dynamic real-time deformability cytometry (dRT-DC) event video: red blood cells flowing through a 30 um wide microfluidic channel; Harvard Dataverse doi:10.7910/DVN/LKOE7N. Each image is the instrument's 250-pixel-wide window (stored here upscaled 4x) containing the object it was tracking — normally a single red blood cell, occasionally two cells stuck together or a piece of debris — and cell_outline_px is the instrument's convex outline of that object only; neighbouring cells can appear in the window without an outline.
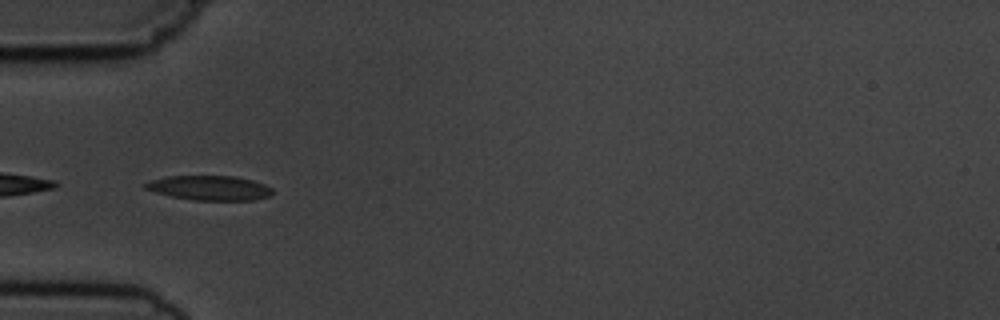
{"species": "common noctule bat (a hibernating species)", "species_latin": "Nyctalus noctula", "temperature_condition": "cold", "stored_images_in_passage": 8, "camera_frame_rate_fps": 3000, "um_per_image_px": 0.085, "animal": {"sex": "male", "body_mass_g": 19.5, "forearm_length_mm": 54.6}, "frame": {"image": 1, "passage_image": 4, "time_ms": 3.333, "image_size_px": [1000, 320], "cell_outline_px": [[272, 192], [268, 196], [256, 200], [192, 200], [172, 196], [156, 192], [144, 188], [144, 184], [152, 180], [168, 176], [232, 176], [252, 180], [264, 184], [272, 188]], "centroid_in_image_um": [17.82, 15.97], "position_along_channel_um": 67.2, "area_um2": 18.03}}
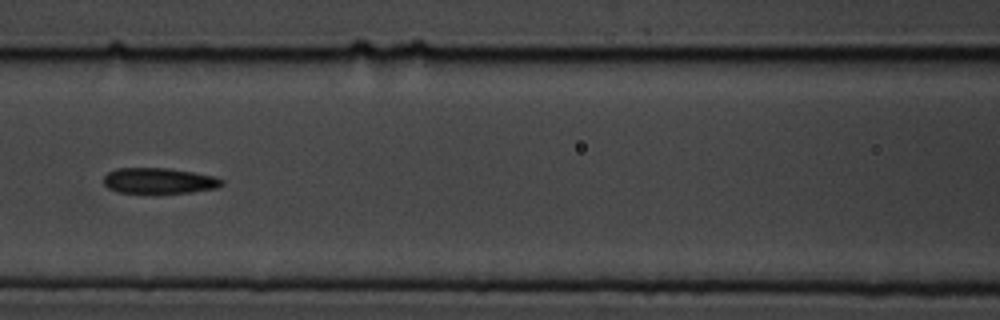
{"frame": {"image": 2, "passage_image": 6, "time_ms": 5.667, "image_size_px": [1000, 320], "cell_outline_px": [[224, 184], [216, 188], [192, 192], [152, 196], [116, 192], [108, 188], [104, 184], [104, 176], [108, 172], [116, 168], [168, 168], [216, 176], [224, 180]], "centroid_in_image_um": [13.5, 15.41], "position_along_channel_um": 153.1, "area_um2": 18.67}}
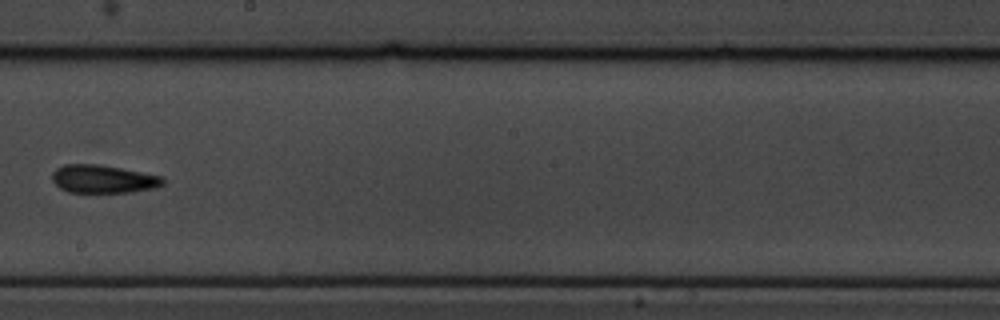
{"frame": {"image": 3, "passage_image": 8, "time_ms": 8.0, "image_size_px": [1000, 320], "cell_outline_px": [[164, 184], [156, 188], [132, 192], [68, 192], [60, 188], [52, 180], [52, 172], [56, 168], [64, 164], [96, 164], [120, 168], [164, 176]], "centroid_in_image_um": [8.79, 15.22], "position_along_channel_um": 239.4, "area_um2": 18.21}}